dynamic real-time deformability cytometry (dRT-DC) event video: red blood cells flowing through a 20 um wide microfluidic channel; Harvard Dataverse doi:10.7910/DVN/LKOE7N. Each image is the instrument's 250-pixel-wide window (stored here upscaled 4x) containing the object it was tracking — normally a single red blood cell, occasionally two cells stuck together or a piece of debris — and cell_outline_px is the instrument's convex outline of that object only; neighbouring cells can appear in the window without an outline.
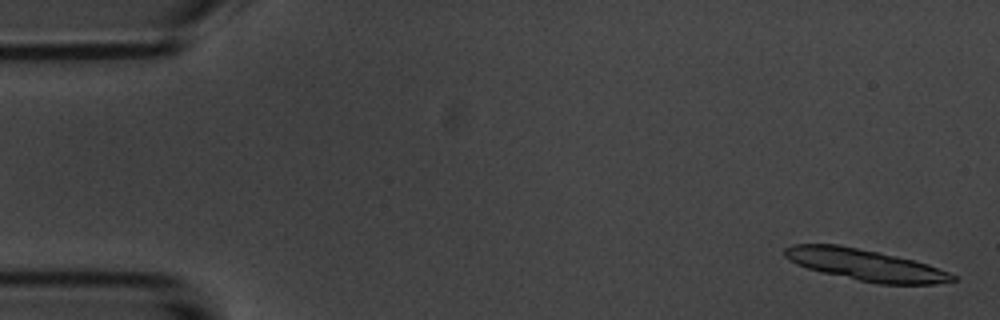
{"species": "common noctule bat (a hibernating species)", "species_latin": "Nyctalus noctula", "temperature_condition": "room temperature", "stored_images_in_passage": 15, "camera_frame_rate_fps": 3000, "um_per_image_px": 0.085, "animal": {"sex": "male", "body_mass_g": 20.1, "forearm_length_mm": 53.5}, "frame": {"image": 1, "passage_image": 2, "time_ms": 0.333, "image_size_px": [1000, 320], "cell_outline_px": [[956, 280], [932, 284], [880, 284], [860, 280], [824, 272], [808, 268], [796, 264], [784, 256], [784, 248], [792, 244], [840, 244], [880, 252], [916, 260], [928, 264], [948, 272], [956, 276]], "centroid_in_image_um": [73.56, 22.49], "position_along_channel_um": 11.4, "area_um2": 30.58}}